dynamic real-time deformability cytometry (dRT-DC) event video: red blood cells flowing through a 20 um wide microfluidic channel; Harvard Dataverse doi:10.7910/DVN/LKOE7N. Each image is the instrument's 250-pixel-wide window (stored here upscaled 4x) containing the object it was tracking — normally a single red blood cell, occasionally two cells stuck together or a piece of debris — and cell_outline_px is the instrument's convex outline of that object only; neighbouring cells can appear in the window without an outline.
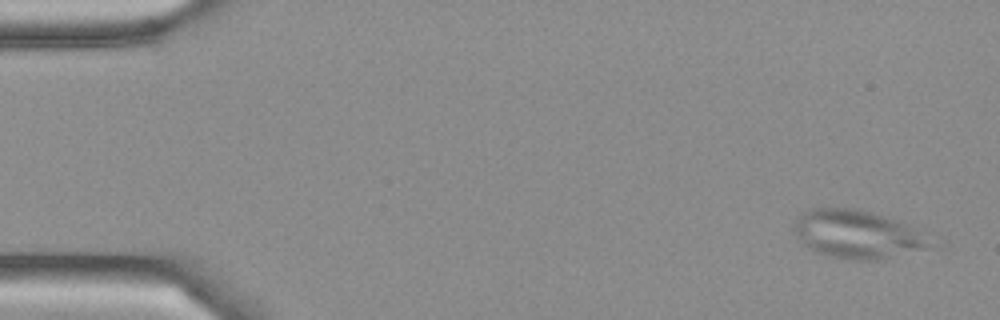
{"species": "Egyptian fruit bat (a non-hibernating species)", "species_latin": "Rousettus aegyptiacus", "temperature_condition": "cold", "stored_images_in_passage": 16, "camera_frame_rate_fps": 3000, "um_per_image_px": 0.085, "frame": {"image": 1, "passage_image": 3, "time_ms": 0.667, "image_size_px": [1000, 320], "cell_outline_px": [[924, 248], [880, 260], [856, 260], [832, 256], [816, 252], [804, 244], [796, 236], [792, 228], [796, 220], [804, 212], [812, 208], [856, 208], [872, 212], [908, 224], [924, 244]], "centroid_in_image_um": [72.68, 19.89], "position_along_channel_um": 12.3, "area_um2": 36.76}}